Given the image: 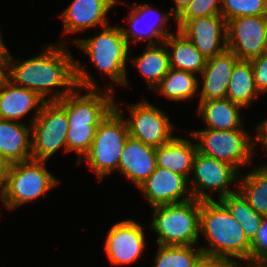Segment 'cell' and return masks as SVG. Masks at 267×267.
<instances>
[{"label":"cell","instance_id":"6da1fadb","mask_svg":"<svg viewBox=\"0 0 267 267\" xmlns=\"http://www.w3.org/2000/svg\"><path fill=\"white\" fill-rule=\"evenodd\" d=\"M64 43L61 41L56 46L49 44L43 48L42 54L23 62H15L8 51L7 79L17 86L32 90L47 102L59 101L74 89L80 92L85 88H100L88 70L79 64L80 61L74 60ZM54 87H65V90L56 89L53 92ZM46 96L47 99L44 98Z\"/></svg>","mask_w":267,"mask_h":267},{"label":"cell","instance_id":"7a4b0ae2","mask_svg":"<svg viewBox=\"0 0 267 267\" xmlns=\"http://www.w3.org/2000/svg\"><path fill=\"white\" fill-rule=\"evenodd\" d=\"M85 90L87 93L82 95L74 89L63 99L57 101L65 109L68 120L67 152L76 151L78 161L89 150L96 128L115 108L112 86L105 87V94H102L103 90L101 91L100 88H85Z\"/></svg>","mask_w":267,"mask_h":267},{"label":"cell","instance_id":"3957f363","mask_svg":"<svg viewBox=\"0 0 267 267\" xmlns=\"http://www.w3.org/2000/svg\"><path fill=\"white\" fill-rule=\"evenodd\" d=\"M200 234L206 238L203 254L250 263L251 242L239 222L218 200L201 201Z\"/></svg>","mask_w":267,"mask_h":267},{"label":"cell","instance_id":"277c9868","mask_svg":"<svg viewBox=\"0 0 267 267\" xmlns=\"http://www.w3.org/2000/svg\"><path fill=\"white\" fill-rule=\"evenodd\" d=\"M150 223L158 234L156 243L164 246H195L200 235L201 201L192 198L174 204L154 206Z\"/></svg>","mask_w":267,"mask_h":267},{"label":"cell","instance_id":"5b68a950","mask_svg":"<svg viewBox=\"0 0 267 267\" xmlns=\"http://www.w3.org/2000/svg\"><path fill=\"white\" fill-rule=\"evenodd\" d=\"M122 110L117 104L96 128L89 150L78 165L87 161L98 180L118 170L119 159L129 137V130Z\"/></svg>","mask_w":267,"mask_h":267},{"label":"cell","instance_id":"8992f818","mask_svg":"<svg viewBox=\"0 0 267 267\" xmlns=\"http://www.w3.org/2000/svg\"><path fill=\"white\" fill-rule=\"evenodd\" d=\"M94 37L73 40V44L86 53L94 66L103 71L116 84L128 86L126 63L129 45L120 26H104Z\"/></svg>","mask_w":267,"mask_h":267},{"label":"cell","instance_id":"52a82bcc","mask_svg":"<svg viewBox=\"0 0 267 267\" xmlns=\"http://www.w3.org/2000/svg\"><path fill=\"white\" fill-rule=\"evenodd\" d=\"M45 160L29 159L11 163L0 199L7 209L20 207L38 199L59 184L46 169Z\"/></svg>","mask_w":267,"mask_h":267},{"label":"cell","instance_id":"ba28073f","mask_svg":"<svg viewBox=\"0 0 267 267\" xmlns=\"http://www.w3.org/2000/svg\"><path fill=\"white\" fill-rule=\"evenodd\" d=\"M243 127L232 130L201 129L192 131L197 138L200 153L227 162L238 171L241 166L249 165L253 159L255 140Z\"/></svg>","mask_w":267,"mask_h":267},{"label":"cell","instance_id":"9c48e42d","mask_svg":"<svg viewBox=\"0 0 267 267\" xmlns=\"http://www.w3.org/2000/svg\"><path fill=\"white\" fill-rule=\"evenodd\" d=\"M68 129L65 109L57 101H46L31 124L32 159L47 161L60 148L67 152Z\"/></svg>","mask_w":267,"mask_h":267},{"label":"cell","instance_id":"30bf717a","mask_svg":"<svg viewBox=\"0 0 267 267\" xmlns=\"http://www.w3.org/2000/svg\"><path fill=\"white\" fill-rule=\"evenodd\" d=\"M192 172L194 173V178L192 180L189 179V186H191L192 197L197 200H214L213 196H210L205 190L217 192L218 200L238 191L231 190L228 186L234 183L235 180H239L240 171L227 162L217 160L197 151Z\"/></svg>","mask_w":267,"mask_h":267},{"label":"cell","instance_id":"8fae6325","mask_svg":"<svg viewBox=\"0 0 267 267\" xmlns=\"http://www.w3.org/2000/svg\"><path fill=\"white\" fill-rule=\"evenodd\" d=\"M130 117L126 120L129 136L145 145L159 147L170 142L174 137V125L164 111L145 99L129 105Z\"/></svg>","mask_w":267,"mask_h":267},{"label":"cell","instance_id":"7c38bea8","mask_svg":"<svg viewBox=\"0 0 267 267\" xmlns=\"http://www.w3.org/2000/svg\"><path fill=\"white\" fill-rule=\"evenodd\" d=\"M227 49L239 60L251 61L267 52V16H243L227 21Z\"/></svg>","mask_w":267,"mask_h":267},{"label":"cell","instance_id":"4fadbf2b","mask_svg":"<svg viewBox=\"0 0 267 267\" xmlns=\"http://www.w3.org/2000/svg\"><path fill=\"white\" fill-rule=\"evenodd\" d=\"M145 246L144 226L126 219L110 228L104 248L111 264L124 266L140 259Z\"/></svg>","mask_w":267,"mask_h":267},{"label":"cell","instance_id":"5bb4252c","mask_svg":"<svg viewBox=\"0 0 267 267\" xmlns=\"http://www.w3.org/2000/svg\"><path fill=\"white\" fill-rule=\"evenodd\" d=\"M226 30L227 22L221 15L193 18L179 29L207 59L227 49Z\"/></svg>","mask_w":267,"mask_h":267},{"label":"cell","instance_id":"9a60e30c","mask_svg":"<svg viewBox=\"0 0 267 267\" xmlns=\"http://www.w3.org/2000/svg\"><path fill=\"white\" fill-rule=\"evenodd\" d=\"M138 189L151 207L181 203L193 198L189 180L185 176L158 166Z\"/></svg>","mask_w":267,"mask_h":267},{"label":"cell","instance_id":"2e32d148","mask_svg":"<svg viewBox=\"0 0 267 267\" xmlns=\"http://www.w3.org/2000/svg\"><path fill=\"white\" fill-rule=\"evenodd\" d=\"M117 0H72L71 4L63 10L61 17L64 23V34L75 33L98 25L109 24L107 15Z\"/></svg>","mask_w":267,"mask_h":267},{"label":"cell","instance_id":"e0dca14e","mask_svg":"<svg viewBox=\"0 0 267 267\" xmlns=\"http://www.w3.org/2000/svg\"><path fill=\"white\" fill-rule=\"evenodd\" d=\"M156 167V148L129 136L121 152L118 171L139 188Z\"/></svg>","mask_w":267,"mask_h":267},{"label":"cell","instance_id":"ac0fdd59","mask_svg":"<svg viewBox=\"0 0 267 267\" xmlns=\"http://www.w3.org/2000/svg\"><path fill=\"white\" fill-rule=\"evenodd\" d=\"M45 102L37 93L17 86L6 78L0 86V119L18 122L33 109L35 113L31 125Z\"/></svg>","mask_w":267,"mask_h":267},{"label":"cell","instance_id":"d6986e66","mask_svg":"<svg viewBox=\"0 0 267 267\" xmlns=\"http://www.w3.org/2000/svg\"><path fill=\"white\" fill-rule=\"evenodd\" d=\"M238 60L239 58L228 49L207 59L206 66L200 74L203 86L198 92L199 101L226 98L232 70Z\"/></svg>","mask_w":267,"mask_h":267},{"label":"cell","instance_id":"ffe728a7","mask_svg":"<svg viewBox=\"0 0 267 267\" xmlns=\"http://www.w3.org/2000/svg\"><path fill=\"white\" fill-rule=\"evenodd\" d=\"M157 14L158 12L153 11L152 6L144 3V4H133L132 10L130 11V13H128V23L130 24V28H124L121 27V31L123 33V36L125 37L128 45H130L131 43L130 41V37L133 38V42L137 43L138 41H148L147 45H156V44H160L163 43L164 40L170 35L172 34V32H168L166 31L165 27L168 25V20L170 19V15L171 12L166 13V12H162L160 14V12L158 13L157 16V21L155 20L154 22L149 23V20L147 21L148 23L144 22L145 18L147 15L149 14ZM156 16V15H155ZM145 17V18H144ZM147 19V18H146ZM142 20H144L143 22L146 24L145 26L147 27L143 30H141V28L139 29V23L141 25ZM151 21V20H150ZM129 29V30H128ZM160 41V42H156V40Z\"/></svg>","mask_w":267,"mask_h":267},{"label":"cell","instance_id":"44dd1931","mask_svg":"<svg viewBox=\"0 0 267 267\" xmlns=\"http://www.w3.org/2000/svg\"><path fill=\"white\" fill-rule=\"evenodd\" d=\"M30 127L21 121L0 119V154L10 163L32 159Z\"/></svg>","mask_w":267,"mask_h":267},{"label":"cell","instance_id":"7402d4cb","mask_svg":"<svg viewBox=\"0 0 267 267\" xmlns=\"http://www.w3.org/2000/svg\"><path fill=\"white\" fill-rule=\"evenodd\" d=\"M197 151L196 143L174 136L170 142L156 148L157 166L181 174L189 180L188 175L192 173Z\"/></svg>","mask_w":267,"mask_h":267},{"label":"cell","instance_id":"603a6c76","mask_svg":"<svg viewBox=\"0 0 267 267\" xmlns=\"http://www.w3.org/2000/svg\"><path fill=\"white\" fill-rule=\"evenodd\" d=\"M241 109L243 107L226 97L199 101L197 112L206 123L205 129L232 130L243 127L239 112Z\"/></svg>","mask_w":267,"mask_h":267},{"label":"cell","instance_id":"cb8c5ba5","mask_svg":"<svg viewBox=\"0 0 267 267\" xmlns=\"http://www.w3.org/2000/svg\"><path fill=\"white\" fill-rule=\"evenodd\" d=\"M176 31L177 35L172 33L164 40L166 48L170 49L168 50L170 68L201 74L206 66L207 58L195 48L183 33L179 30Z\"/></svg>","mask_w":267,"mask_h":267},{"label":"cell","instance_id":"d4e9b609","mask_svg":"<svg viewBox=\"0 0 267 267\" xmlns=\"http://www.w3.org/2000/svg\"><path fill=\"white\" fill-rule=\"evenodd\" d=\"M164 42L156 45H147L144 52L138 57H129V62L136 66L140 74L145 77L147 85L154 88L160 83L170 69L169 52Z\"/></svg>","mask_w":267,"mask_h":267},{"label":"cell","instance_id":"484cf974","mask_svg":"<svg viewBox=\"0 0 267 267\" xmlns=\"http://www.w3.org/2000/svg\"><path fill=\"white\" fill-rule=\"evenodd\" d=\"M259 94L251 61L238 60L232 70L226 97L233 103L247 108Z\"/></svg>","mask_w":267,"mask_h":267},{"label":"cell","instance_id":"4316f807","mask_svg":"<svg viewBox=\"0 0 267 267\" xmlns=\"http://www.w3.org/2000/svg\"><path fill=\"white\" fill-rule=\"evenodd\" d=\"M236 185L249 205L258 214L267 216V164L254 168L246 175L240 173Z\"/></svg>","mask_w":267,"mask_h":267},{"label":"cell","instance_id":"83f0119b","mask_svg":"<svg viewBox=\"0 0 267 267\" xmlns=\"http://www.w3.org/2000/svg\"><path fill=\"white\" fill-rule=\"evenodd\" d=\"M196 74L170 68L160 83L154 88L155 92L173 101L191 102V98L198 93L199 80Z\"/></svg>","mask_w":267,"mask_h":267},{"label":"cell","instance_id":"f1b7e54d","mask_svg":"<svg viewBox=\"0 0 267 267\" xmlns=\"http://www.w3.org/2000/svg\"><path fill=\"white\" fill-rule=\"evenodd\" d=\"M230 214L242 226L247 239L252 242L261 227L263 216L258 214L245 197L239 192L227 195L219 200Z\"/></svg>","mask_w":267,"mask_h":267},{"label":"cell","instance_id":"f546056e","mask_svg":"<svg viewBox=\"0 0 267 267\" xmlns=\"http://www.w3.org/2000/svg\"><path fill=\"white\" fill-rule=\"evenodd\" d=\"M202 254L200 247L159 245L153 267H194Z\"/></svg>","mask_w":267,"mask_h":267},{"label":"cell","instance_id":"4dcf8cb0","mask_svg":"<svg viewBox=\"0 0 267 267\" xmlns=\"http://www.w3.org/2000/svg\"><path fill=\"white\" fill-rule=\"evenodd\" d=\"M220 12L226 22L243 16H267V0H222Z\"/></svg>","mask_w":267,"mask_h":267},{"label":"cell","instance_id":"1f68e13d","mask_svg":"<svg viewBox=\"0 0 267 267\" xmlns=\"http://www.w3.org/2000/svg\"><path fill=\"white\" fill-rule=\"evenodd\" d=\"M220 4V5H219ZM222 0H192L185 11L175 20L178 30L190 19L221 15Z\"/></svg>","mask_w":267,"mask_h":267},{"label":"cell","instance_id":"d6a6232c","mask_svg":"<svg viewBox=\"0 0 267 267\" xmlns=\"http://www.w3.org/2000/svg\"><path fill=\"white\" fill-rule=\"evenodd\" d=\"M267 256V216H263L261 227L251 242L250 263H260Z\"/></svg>","mask_w":267,"mask_h":267},{"label":"cell","instance_id":"836d02e7","mask_svg":"<svg viewBox=\"0 0 267 267\" xmlns=\"http://www.w3.org/2000/svg\"><path fill=\"white\" fill-rule=\"evenodd\" d=\"M255 85L260 93H267V52L251 60Z\"/></svg>","mask_w":267,"mask_h":267},{"label":"cell","instance_id":"e575fe53","mask_svg":"<svg viewBox=\"0 0 267 267\" xmlns=\"http://www.w3.org/2000/svg\"><path fill=\"white\" fill-rule=\"evenodd\" d=\"M237 262L226 258L202 254L194 267H236Z\"/></svg>","mask_w":267,"mask_h":267},{"label":"cell","instance_id":"d590c367","mask_svg":"<svg viewBox=\"0 0 267 267\" xmlns=\"http://www.w3.org/2000/svg\"><path fill=\"white\" fill-rule=\"evenodd\" d=\"M11 163L0 154V194L3 192L6 184L7 174Z\"/></svg>","mask_w":267,"mask_h":267},{"label":"cell","instance_id":"8d00e7d4","mask_svg":"<svg viewBox=\"0 0 267 267\" xmlns=\"http://www.w3.org/2000/svg\"><path fill=\"white\" fill-rule=\"evenodd\" d=\"M257 129V135L253 138L259 143H261V145L266 149L265 152H267V119L260 122V124H258V127H256Z\"/></svg>","mask_w":267,"mask_h":267},{"label":"cell","instance_id":"74e56055","mask_svg":"<svg viewBox=\"0 0 267 267\" xmlns=\"http://www.w3.org/2000/svg\"><path fill=\"white\" fill-rule=\"evenodd\" d=\"M176 7H171L170 10L173 13V20H176L188 7L192 0H173Z\"/></svg>","mask_w":267,"mask_h":267},{"label":"cell","instance_id":"f35d334b","mask_svg":"<svg viewBox=\"0 0 267 267\" xmlns=\"http://www.w3.org/2000/svg\"><path fill=\"white\" fill-rule=\"evenodd\" d=\"M8 51L0 35V63H6Z\"/></svg>","mask_w":267,"mask_h":267},{"label":"cell","instance_id":"ab89813d","mask_svg":"<svg viewBox=\"0 0 267 267\" xmlns=\"http://www.w3.org/2000/svg\"><path fill=\"white\" fill-rule=\"evenodd\" d=\"M5 69H6V63H0V86L2 82L7 78Z\"/></svg>","mask_w":267,"mask_h":267},{"label":"cell","instance_id":"60d3db41","mask_svg":"<svg viewBox=\"0 0 267 267\" xmlns=\"http://www.w3.org/2000/svg\"><path fill=\"white\" fill-rule=\"evenodd\" d=\"M236 267H263V266L260 263H249V262H247V264L243 266V264L239 262L237 263Z\"/></svg>","mask_w":267,"mask_h":267},{"label":"cell","instance_id":"b9f144b4","mask_svg":"<svg viewBox=\"0 0 267 267\" xmlns=\"http://www.w3.org/2000/svg\"><path fill=\"white\" fill-rule=\"evenodd\" d=\"M263 267H267V256L260 262Z\"/></svg>","mask_w":267,"mask_h":267}]
</instances>
